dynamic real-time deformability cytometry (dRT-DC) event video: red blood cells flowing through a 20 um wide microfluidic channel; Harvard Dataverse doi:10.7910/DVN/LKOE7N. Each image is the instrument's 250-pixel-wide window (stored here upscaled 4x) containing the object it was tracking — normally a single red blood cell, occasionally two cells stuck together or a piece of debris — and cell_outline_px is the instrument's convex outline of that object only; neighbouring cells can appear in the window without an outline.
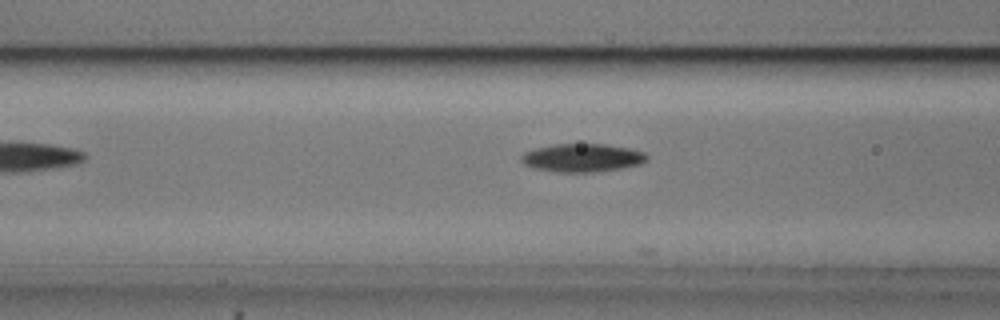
{"species": "common noctule bat (a hibernating species)", "species_latin": "Nyctalus noctula", "temperature_condition": "cold", "stored_images_in_passage": 30, "camera_frame_rate_fps": 3000, "um_per_image_px": 0.085, "animal": {"sex": "male", "body_mass_g": 20.5, "forearm_length_mm": 52.5}, "frame": {"image": 1, "passage_image": 6, "time_ms": 1.667, "image_size_px": [1000, 320], "cell_outline_px": [[648, 160], [640, 164], [620, 168], [592, 172], [556, 172], [532, 168], [524, 164], [520, 160], [520, 156], [524, 152], [536, 148], [552, 144], [608, 144], [628, 148], [644, 152], [648, 156]], "centroid_in_image_um": [49.46, 13.41], "position_along_channel_um": 117.1, "area_um2": 20.75}}